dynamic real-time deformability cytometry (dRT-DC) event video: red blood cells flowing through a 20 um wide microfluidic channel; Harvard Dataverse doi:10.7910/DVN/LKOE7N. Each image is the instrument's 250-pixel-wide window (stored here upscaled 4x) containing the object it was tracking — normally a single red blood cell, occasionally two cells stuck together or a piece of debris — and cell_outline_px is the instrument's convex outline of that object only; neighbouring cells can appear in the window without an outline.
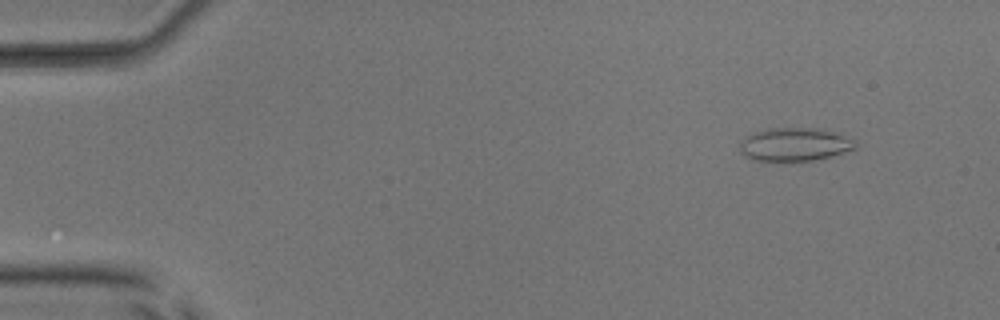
{"species": "common noctule bat (a hibernating species)", "species_latin": "Nyctalus noctula", "temperature_condition": "room temperature", "stored_images_in_passage": 51, "camera_frame_rate_fps": 3000, "um_per_image_px": 0.085, "animal": {"sex": "male", "body_mass_g": 17.9, "forearm_length_mm": 54.2}, "frame": {"image": 1, "passage_image": 5, "time_ms": 1.333, "image_size_px": [1000, 320], "cell_outline_px": [[856, 148], [832, 156], [812, 160], [784, 164], [752, 160], [740, 152], [740, 140], [756, 132], [768, 128], [824, 128], [836, 132], [856, 140]], "centroid_in_image_um": [67.54, 12.31], "position_along_channel_um": 17.5, "area_um2": 23.24}}
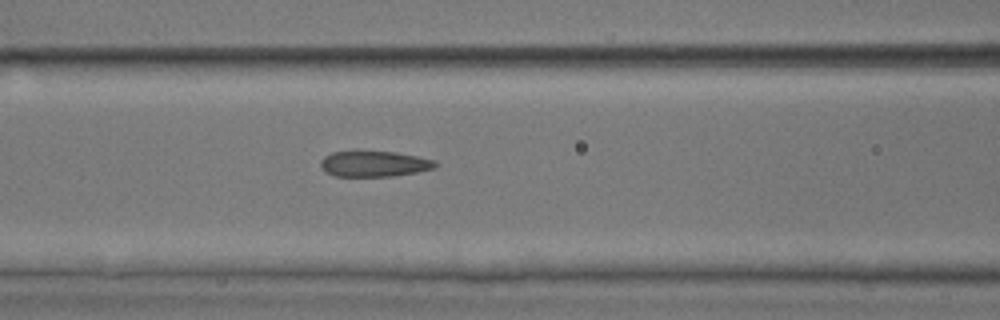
{"frame": {"image": 2, "passage_image": 22, "time_ms": 7.0, "image_size_px": [1000, 320], "cell_outline_px": [[440, 164], [436, 168], [416, 172], [392, 176], [336, 176], [324, 172], [320, 168], [320, 160], [324, 156], [332, 152], [356, 148], [396, 152], [436, 160]], "centroid_in_image_um": [31.76, 13.88], "position_along_channel_um": 134.8, "area_um2": 18.15}}
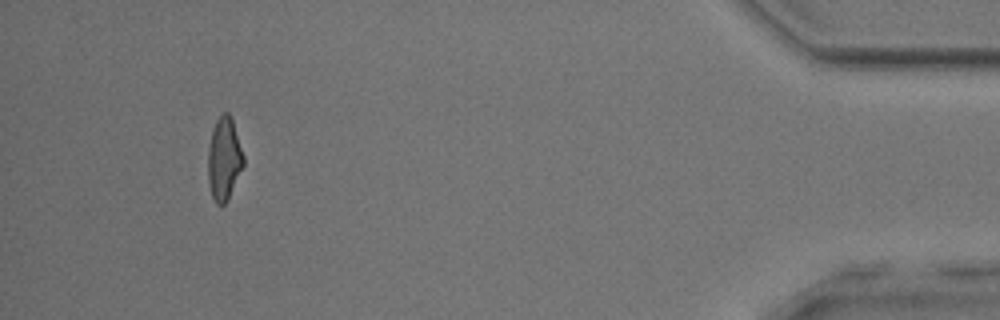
{"frame": {"image": 3, "passage_image": 48, "time_ms": 15.667, "image_size_px": [1000, 320], "cell_outline_px": [[244, 164], [228, 200], [224, 204], [216, 204], [212, 196], [208, 184], [208, 148], [212, 132], [216, 120], [224, 112], [228, 112], [232, 116], [244, 156]], "centroid_in_image_um": [19.05, 13.49], "position_along_channel_um": 416.1, "area_um2": 17.22}, "authors_computed_cell_mechanics": {"area_um2": 17.918, "velocity_mm_per_s": 4.0142, "shape_relaxation_time_tau1_ms": 6.0906, "shape_relaxation_time_tau2_ms": 1.5881, "deformation_change_tau1": 0.1751, "deformation_change_tau2": 0.0982}}